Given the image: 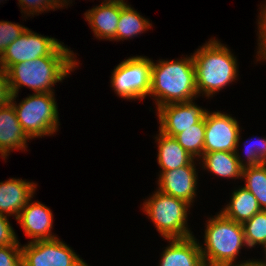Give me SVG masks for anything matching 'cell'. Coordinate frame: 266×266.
<instances>
[{"label": "cell", "instance_id": "obj_1", "mask_svg": "<svg viewBox=\"0 0 266 266\" xmlns=\"http://www.w3.org/2000/svg\"><path fill=\"white\" fill-rule=\"evenodd\" d=\"M74 55L61 43L49 56L10 66L6 72L11 94L17 96L22 86L34 93H54V84L62 82L78 66Z\"/></svg>", "mask_w": 266, "mask_h": 266}, {"label": "cell", "instance_id": "obj_2", "mask_svg": "<svg viewBox=\"0 0 266 266\" xmlns=\"http://www.w3.org/2000/svg\"><path fill=\"white\" fill-rule=\"evenodd\" d=\"M149 96L154 97L157 108L199 97L193 55L174 61L152 60Z\"/></svg>", "mask_w": 266, "mask_h": 266}, {"label": "cell", "instance_id": "obj_3", "mask_svg": "<svg viewBox=\"0 0 266 266\" xmlns=\"http://www.w3.org/2000/svg\"><path fill=\"white\" fill-rule=\"evenodd\" d=\"M198 95L212 97L226 85L237 80L238 64L230 49L216 39H210L193 54Z\"/></svg>", "mask_w": 266, "mask_h": 266}, {"label": "cell", "instance_id": "obj_4", "mask_svg": "<svg viewBox=\"0 0 266 266\" xmlns=\"http://www.w3.org/2000/svg\"><path fill=\"white\" fill-rule=\"evenodd\" d=\"M204 248L199 244L205 266H230L245 245L243 226L218 212L206 222Z\"/></svg>", "mask_w": 266, "mask_h": 266}, {"label": "cell", "instance_id": "obj_5", "mask_svg": "<svg viewBox=\"0 0 266 266\" xmlns=\"http://www.w3.org/2000/svg\"><path fill=\"white\" fill-rule=\"evenodd\" d=\"M16 95L11 96L19 123L30 139L53 135L58 131V106L54 93H33L18 105Z\"/></svg>", "mask_w": 266, "mask_h": 266}, {"label": "cell", "instance_id": "obj_6", "mask_svg": "<svg viewBox=\"0 0 266 266\" xmlns=\"http://www.w3.org/2000/svg\"><path fill=\"white\" fill-rule=\"evenodd\" d=\"M190 206L181 199L156 190L143 202V212L152 220L163 238H187L193 236L187 226Z\"/></svg>", "mask_w": 266, "mask_h": 266}, {"label": "cell", "instance_id": "obj_7", "mask_svg": "<svg viewBox=\"0 0 266 266\" xmlns=\"http://www.w3.org/2000/svg\"><path fill=\"white\" fill-rule=\"evenodd\" d=\"M152 60L133 56L119 63L112 72L111 88L123 99L143 100L150 93Z\"/></svg>", "mask_w": 266, "mask_h": 266}, {"label": "cell", "instance_id": "obj_8", "mask_svg": "<svg viewBox=\"0 0 266 266\" xmlns=\"http://www.w3.org/2000/svg\"><path fill=\"white\" fill-rule=\"evenodd\" d=\"M23 266H88L58 237L30 241L22 246Z\"/></svg>", "mask_w": 266, "mask_h": 266}, {"label": "cell", "instance_id": "obj_9", "mask_svg": "<svg viewBox=\"0 0 266 266\" xmlns=\"http://www.w3.org/2000/svg\"><path fill=\"white\" fill-rule=\"evenodd\" d=\"M60 44L55 38L43 36L27 28L2 53L0 66L7 70L17 63L49 56Z\"/></svg>", "mask_w": 266, "mask_h": 266}, {"label": "cell", "instance_id": "obj_10", "mask_svg": "<svg viewBox=\"0 0 266 266\" xmlns=\"http://www.w3.org/2000/svg\"><path fill=\"white\" fill-rule=\"evenodd\" d=\"M239 122L220 111L205 114L204 153L235 152L239 146Z\"/></svg>", "mask_w": 266, "mask_h": 266}, {"label": "cell", "instance_id": "obj_11", "mask_svg": "<svg viewBox=\"0 0 266 266\" xmlns=\"http://www.w3.org/2000/svg\"><path fill=\"white\" fill-rule=\"evenodd\" d=\"M156 109L160 124L159 131L171 137L197 124L207 112L193 100L166 104Z\"/></svg>", "mask_w": 266, "mask_h": 266}, {"label": "cell", "instance_id": "obj_12", "mask_svg": "<svg viewBox=\"0 0 266 266\" xmlns=\"http://www.w3.org/2000/svg\"><path fill=\"white\" fill-rule=\"evenodd\" d=\"M194 162L187 166L161 172L158 179V190L192 205L191 203L197 195L198 179Z\"/></svg>", "mask_w": 266, "mask_h": 266}, {"label": "cell", "instance_id": "obj_13", "mask_svg": "<svg viewBox=\"0 0 266 266\" xmlns=\"http://www.w3.org/2000/svg\"><path fill=\"white\" fill-rule=\"evenodd\" d=\"M25 235L32 241L54 239L52 235L53 214L45 204L30 200L16 219Z\"/></svg>", "mask_w": 266, "mask_h": 266}, {"label": "cell", "instance_id": "obj_14", "mask_svg": "<svg viewBox=\"0 0 266 266\" xmlns=\"http://www.w3.org/2000/svg\"><path fill=\"white\" fill-rule=\"evenodd\" d=\"M36 187L34 182L16 178L0 182V213L17 219L24 206L33 198Z\"/></svg>", "mask_w": 266, "mask_h": 266}, {"label": "cell", "instance_id": "obj_15", "mask_svg": "<svg viewBox=\"0 0 266 266\" xmlns=\"http://www.w3.org/2000/svg\"><path fill=\"white\" fill-rule=\"evenodd\" d=\"M29 139L13 105L9 103L0 107V156L6 159L13 150L25 151Z\"/></svg>", "mask_w": 266, "mask_h": 266}, {"label": "cell", "instance_id": "obj_16", "mask_svg": "<svg viewBox=\"0 0 266 266\" xmlns=\"http://www.w3.org/2000/svg\"><path fill=\"white\" fill-rule=\"evenodd\" d=\"M165 240H169L170 244L163 250L159 266H205L194 235Z\"/></svg>", "mask_w": 266, "mask_h": 266}, {"label": "cell", "instance_id": "obj_17", "mask_svg": "<svg viewBox=\"0 0 266 266\" xmlns=\"http://www.w3.org/2000/svg\"><path fill=\"white\" fill-rule=\"evenodd\" d=\"M121 13V1L102 2L84 13L86 21L98 39L116 41V30Z\"/></svg>", "mask_w": 266, "mask_h": 266}, {"label": "cell", "instance_id": "obj_18", "mask_svg": "<svg viewBox=\"0 0 266 266\" xmlns=\"http://www.w3.org/2000/svg\"><path fill=\"white\" fill-rule=\"evenodd\" d=\"M155 139L158 142V165L162 169L160 173L187 166L196 160L174 137L165 135L159 131Z\"/></svg>", "mask_w": 266, "mask_h": 266}, {"label": "cell", "instance_id": "obj_19", "mask_svg": "<svg viewBox=\"0 0 266 266\" xmlns=\"http://www.w3.org/2000/svg\"><path fill=\"white\" fill-rule=\"evenodd\" d=\"M261 210L254 195L241 186L232 192L230 202L220 212L225 217L243 224Z\"/></svg>", "mask_w": 266, "mask_h": 266}, {"label": "cell", "instance_id": "obj_20", "mask_svg": "<svg viewBox=\"0 0 266 266\" xmlns=\"http://www.w3.org/2000/svg\"><path fill=\"white\" fill-rule=\"evenodd\" d=\"M202 160V168L224 178H242L243 167L239 164V160L235 152L216 151L212 153H204L199 159Z\"/></svg>", "mask_w": 266, "mask_h": 266}, {"label": "cell", "instance_id": "obj_21", "mask_svg": "<svg viewBox=\"0 0 266 266\" xmlns=\"http://www.w3.org/2000/svg\"><path fill=\"white\" fill-rule=\"evenodd\" d=\"M152 27V23L131 8L125 1H121V13L116 30V41L128 40L140 35Z\"/></svg>", "mask_w": 266, "mask_h": 266}, {"label": "cell", "instance_id": "obj_22", "mask_svg": "<svg viewBox=\"0 0 266 266\" xmlns=\"http://www.w3.org/2000/svg\"><path fill=\"white\" fill-rule=\"evenodd\" d=\"M245 187L257 199L262 210H266V163L242 169Z\"/></svg>", "mask_w": 266, "mask_h": 266}, {"label": "cell", "instance_id": "obj_23", "mask_svg": "<svg viewBox=\"0 0 266 266\" xmlns=\"http://www.w3.org/2000/svg\"><path fill=\"white\" fill-rule=\"evenodd\" d=\"M174 138L198 161L204 154L205 117L197 124L177 134Z\"/></svg>", "mask_w": 266, "mask_h": 266}, {"label": "cell", "instance_id": "obj_24", "mask_svg": "<svg viewBox=\"0 0 266 266\" xmlns=\"http://www.w3.org/2000/svg\"><path fill=\"white\" fill-rule=\"evenodd\" d=\"M246 247H262L266 243V210L256 213L251 219L242 224Z\"/></svg>", "mask_w": 266, "mask_h": 266}, {"label": "cell", "instance_id": "obj_25", "mask_svg": "<svg viewBox=\"0 0 266 266\" xmlns=\"http://www.w3.org/2000/svg\"><path fill=\"white\" fill-rule=\"evenodd\" d=\"M249 141V140H248ZM246 141L244 150L246 152V160H243L239 155L238 150L235 151L239 164L244 168L248 166H257L266 163V138H259L252 140L253 142ZM252 143V144H251ZM245 155V153H244Z\"/></svg>", "mask_w": 266, "mask_h": 266}, {"label": "cell", "instance_id": "obj_26", "mask_svg": "<svg viewBox=\"0 0 266 266\" xmlns=\"http://www.w3.org/2000/svg\"><path fill=\"white\" fill-rule=\"evenodd\" d=\"M27 28L9 21H0V56Z\"/></svg>", "mask_w": 266, "mask_h": 266}, {"label": "cell", "instance_id": "obj_27", "mask_svg": "<svg viewBox=\"0 0 266 266\" xmlns=\"http://www.w3.org/2000/svg\"><path fill=\"white\" fill-rule=\"evenodd\" d=\"M19 1V7L21 5V13L27 14V16L30 15H39L38 13L44 12V11H50L55 8L59 9L60 7L57 5L55 0H18ZM38 12V13H37Z\"/></svg>", "mask_w": 266, "mask_h": 266}, {"label": "cell", "instance_id": "obj_28", "mask_svg": "<svg viewBox=\"0 0 266 266\" xmlns=\"http://www.w3.org/2000/svg\"><path fill=\"white\" fill-rule=\"evenodd\" d=\"M0 266H23L22 246H0Z\"/></svg>", "mask_w": 266, "mask_h": 266}, {"label": "cell", "instance_id": "obj_29", "mask_svg": "<svg viewBox=\"0 0 266 266\" xmlns=\"http://www.w3.org/2000/svg\"><path fill=\"white\" fill-rule=\"evenodd\" d=\"M7 217L0 213V246L20 245Z\"/></svg>", "mask_w": 266, "mask_h": 266}, {"label": "cell", "instance_id": "obj_30", "mask_svg": "<svg viewBox=\"0 0 266 266\" xmlns=\"http://www.w3.org/2000/svg\"><path fill=\"white\" fill-rule=\"evenodd\" d=\"M260 17L258 20V51L257 56L259 60H266V5H261Z\"/></svg>", "mask_w": 266, "mask_h": 266}, {"label": "cell", "instance_id": "obj_31", "mask_svg": "<svg viewBox=\"0 0 266 266\" xmlns=\"http://www.w3.org/2000/svg\"><path fill=\"white\" fill-rule=\"evenodd\" d=\"M11 96L7 72L0 66V107L8 105L11 101Z\"/></svg>", "mask_w": 266, "mask_h": 266}, {"label": "cell", "instance_id": "obj_32", "mask_svg": "<svg viewBox=\"0 0 266 266\" xmlns=\"http://www.w3.org/2000/svg\"><path fill=\"white\" fill-rule=\"evenodd\" d=\"M230 266H266V264H264L263 262H260L258 260H245V262H241L240 264H235V265H230Z\"/></svg>", "mask_w": 266, "mask_h": 266}, {"label": "cell", "instance_id": "obj_33", "mask_svg": "<svg viewBox=\"0 0 266 266\" xmlns=\"http://www.w3.org/2000/svg\"><path fill=\"white\" fill-rule=\"evenodd\" d=\"M55 1H56L57 5H58L59 7H61V8L64 7V6H66V5L68 6V4H69V3H68V2H69L68 0H55ZM66 3H67V4H66Z\"/></svg>", "mask_w": 266, "mask_h": 266}, {"label": "cell", "instance_id": "obj_34", "mask_svg": "<svg viewBox=\"0 0 266 266\" xmlns=\"http://www.w3.org/2000/svg\"><path fill=\"white\" fill-rule=\"evenodd\" d=\"M263 248H264V251H265V260L264 261L263 260H258V261L263 262L264 264H266V243L264 244Z\"/></svg>", "mask_w": 266, "mask_h": 266}, {"label": "cell", "instance_id": "obj_35", "mask_svg": "<svg viewBox=\"0 0 266 266\" xmlns=\"http://www.w3.org/2000/svg\"><path fill=\"white\" fill-rule=\"evenodd\" d=\"M104 2H118V1H124V0H103Z\"/></svg>", "mask_w": 266, "mask_h": 266}]
</instances>
